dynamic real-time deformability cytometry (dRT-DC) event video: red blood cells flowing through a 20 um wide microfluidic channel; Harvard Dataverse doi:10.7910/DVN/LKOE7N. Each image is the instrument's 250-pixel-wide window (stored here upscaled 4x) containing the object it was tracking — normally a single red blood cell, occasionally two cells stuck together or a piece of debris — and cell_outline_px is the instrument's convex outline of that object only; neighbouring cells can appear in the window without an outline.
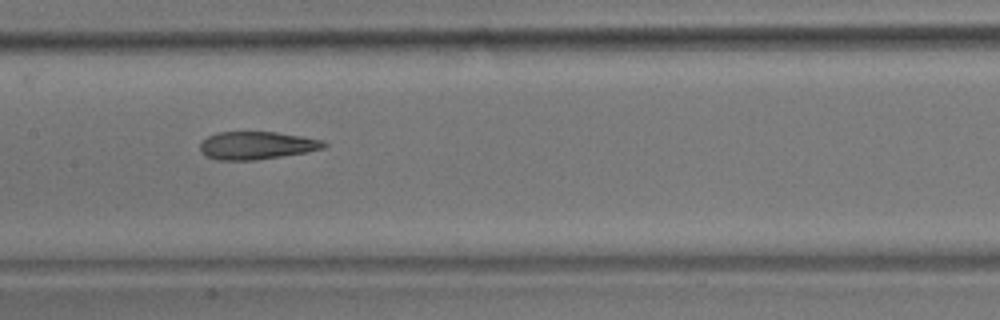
{"species": "common noctule bat (a hibernating species)", "species_latin": "Nyctalus noctula", "temperature_condition": "room temperature", "stored_images_in_passage": 9, "camera_frame_rate_fps": 3000, "um_per_image_px": 0.085, "animal": {"sex": "male", "body_mass_g": 17.9}, "frame": {"image": 1, "passage_image": 6, "time_ms": 1.667, "image_size_px": [1000, 320], "cell_outline_px": [[328, 144], [324, 148], [308, 152], [256, 160], [216, 160], [200, 152], [200, 144], [208, 136], [216, 132], [276, 132], [324, 140]], "centroid_in_image_um": [21.83, 12.36], "position_along_channel_um": 185.6, "area_um2": 20.11}}
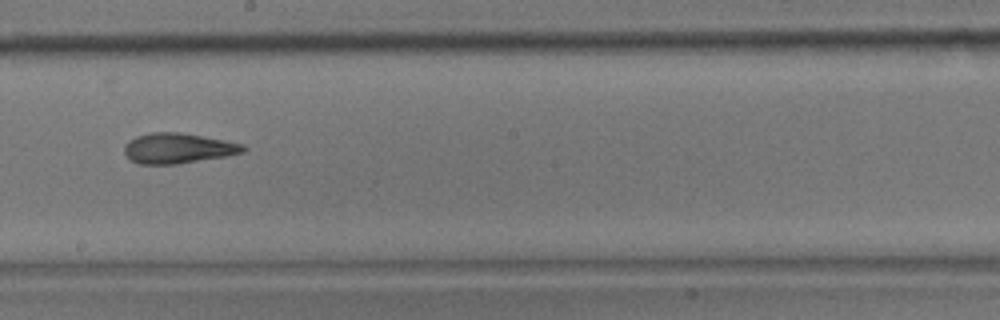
{"frame": {"image": 2, "passage_image": 7, "time_ms": 2.0, "image_size_px": [1000, 320], "cell_outline_px": [[248, 148], [244, 152], [228, 156], [176, 164], [140, 164], [132, 160], [124, 152], [124, 144], [128, 140], [136, 136], [152, 132], [180, 132], [224, 140], [244, 144]], "centroid_in_image_um": [15.15, 12.6], "position_along_channel_um": 233.1, "area_um2": 21.04}}
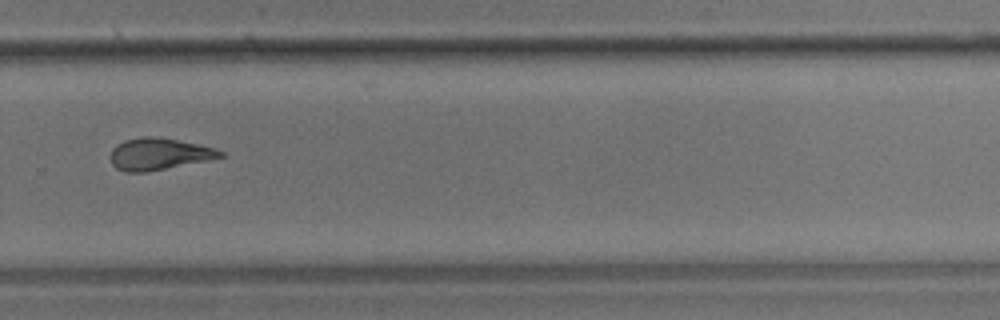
{"frame": {"image": 3, "passage_image": 9, "time_ms": 2.667, "image_size_px": [1000, 320], "cell_outline_px": [[224, 156], [208, 160], [144, 172], [124, 172], [116, 168], [112, 164], [108, 156], [112, 148], [116, 144], [124, 140], [144, 136], [160, 136], [216, 148], [224, 152]], "centroid_in_image_um": [13.46, 13.07], "position_along_channel_um": 316.3, "area_um2": 20.52}}